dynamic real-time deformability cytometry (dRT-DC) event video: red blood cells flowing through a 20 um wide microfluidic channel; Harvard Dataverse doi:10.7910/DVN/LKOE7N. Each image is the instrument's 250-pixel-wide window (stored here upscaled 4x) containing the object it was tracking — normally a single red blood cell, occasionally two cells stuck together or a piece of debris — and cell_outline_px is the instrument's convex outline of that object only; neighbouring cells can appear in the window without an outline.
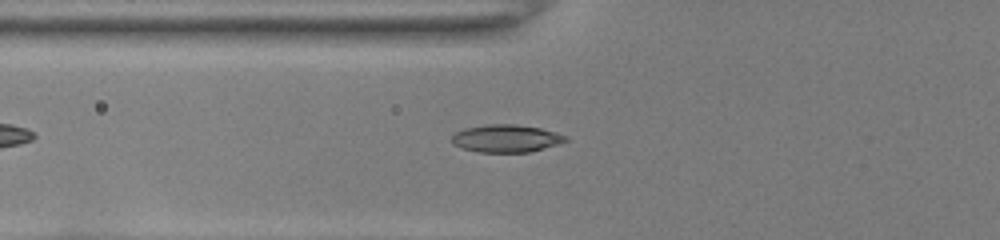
{"species": "common noctule bat (a hibernating species)", "species_latin": "Nyctalus noctula", "temperature_condition": "room temperature", "stored_images_in_passage": 42, "camera_frame_rate_fps": 3000, "um_per_image_px": 0.085, "animal": {"sex": "female", "body_mass_g": 22.0, "forearm_length_mm": 56.7}, "frame": {"image": 1, "passage_image": 11, "time_ms": 3.333, "image_size_px": [1000, 240], "cell_outline_px": [[568, 140], [544, 148], [528, 152], [476, 152], [460, 148], [452, 144], [452, 132], [464, 128], [488, 124], [516, 124], [540, 128], [556, 132], [568, 136]], "centroid_in_image_um": [42.97, 11.76], "position_along_channel_um": 82.8, "area_um2": 18.5}}
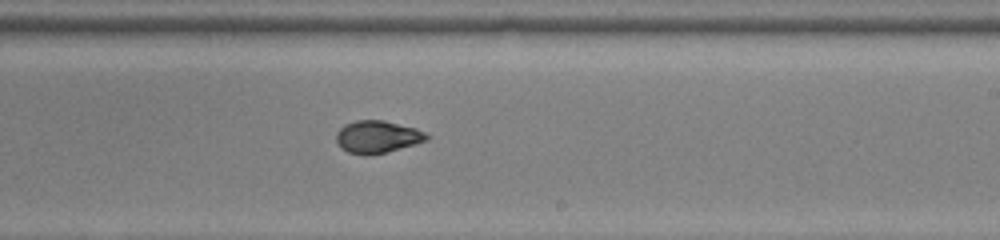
{"frame": {"image": 2, "passage_image": 24, "time_ms": 7.667, "image_size_px": [1000, 240], "cell_outline_px": [[432, 136], [428, 140], [416, 144], [384, 152], [348, 152], [340, 148], [336, 140], [336, 132], [344, 124], [356, 120], [384, 120], [416, 128]], "centroid_in_image_um": [32.1, 11.58], "position_along_channel_um": 256.9, "area_um2": 16.7}}
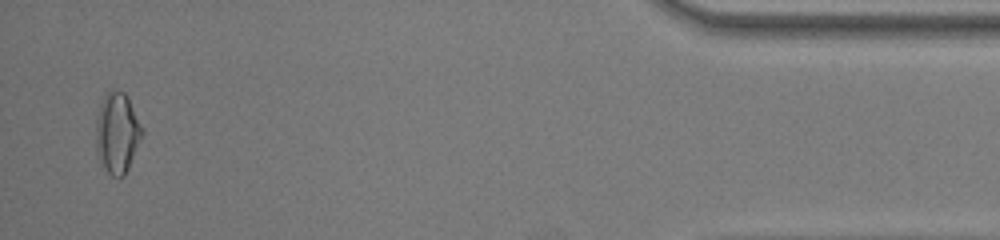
{"frame": {"image": 3, "passage_image": 41, "time_ms": 13.333, "image_size_px": [1000, 240], "cell_outline_px": [[144, 132], [128, 168], [124, 176], [112, 176], [108, 172], [100, 160], [96, 152], [96, 116], [104, 96], [112, 88], [124, 92], [128, 96], [144, 128]], "centroid_in_image_um": [9.98, 11.25], "position_along_channel_um": 425.2, "area_um2": 21.79}, "authors_computed_cell_mechanics": {"area_um2": 17.4556, "velocity_mm_per_s": 4.02, "shape_relaxation_time_tau1_ms": null, "shape_relaxation_time_tau2_ms": 1.4936, "deformation_change_tau1": null, "deformation_change_tau2": 0.0469}}